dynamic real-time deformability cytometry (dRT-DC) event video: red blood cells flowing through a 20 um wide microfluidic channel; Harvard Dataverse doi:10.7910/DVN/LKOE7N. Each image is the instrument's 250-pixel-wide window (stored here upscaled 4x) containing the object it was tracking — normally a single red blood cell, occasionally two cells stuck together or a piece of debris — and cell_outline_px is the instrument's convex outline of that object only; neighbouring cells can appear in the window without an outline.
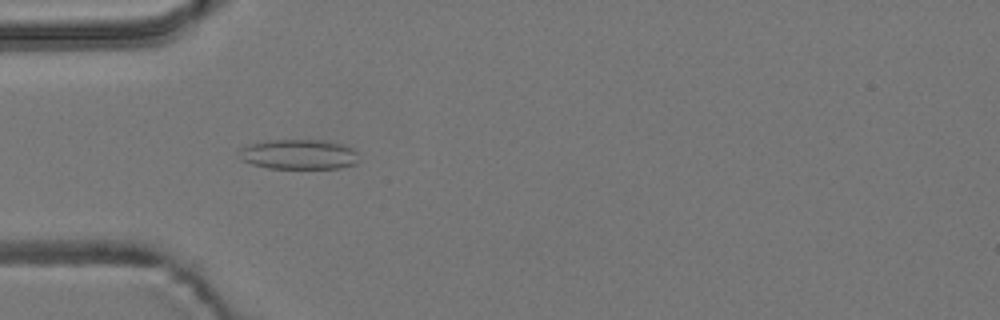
{"species": "common noctule bat (a hibernating species)", "species_latin": "Nyctalus noctula", "temperature_condition": "room temperature", "stored_images_in_passage": 34, "camera_frame_rate_fps": 3000, "um_per_image_px": 0.085, "animal": {"sex": "male", "body_mass_g": 19.2, "forearm_length_mm": 51.8}, "frame": {"image": 1, "passage_image": 3, "time_ms": 0.667, "image_size_px": [1000, 320], "cell_outline_px": [[356, 164], [340, 168], [268, 168], [252, 164], [240, 160], [236, 156], [240, 148], [252, 144], [272, 140], [324, 140], [340, 144], [352, 148], [356, 152]], "centroid_in_image_um": [25.34, 13.13], "position_along_channel_um": 59.7, "area_um2": 20.81}}
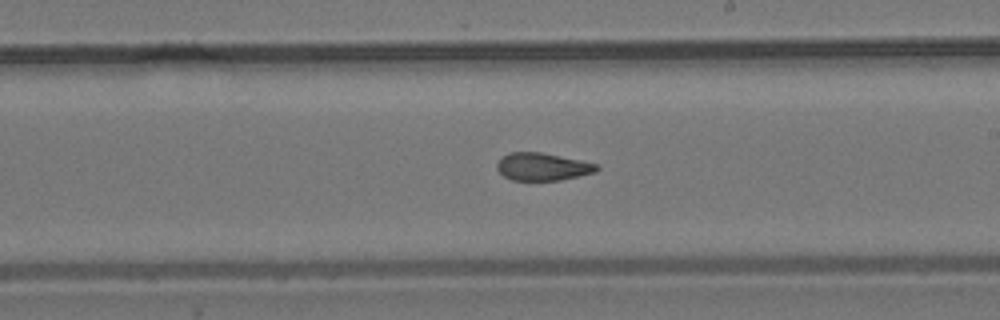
{"frame": {"image": 2, "passage_image": 18, "time_ms": 5.667, "image_size_px": [1000, 320], "cell_outline_px": [[600, 168], [596, 172], [560, 180], [512, 180], [504, 176], [496, 168], [496, 164], [508, 152], [540, 152], [580, 160], [596, 164]], "centroid_in_image_um": [46.11, 14.17], "position_along_channel_um": 242.9, "area_um2": 15.9}}
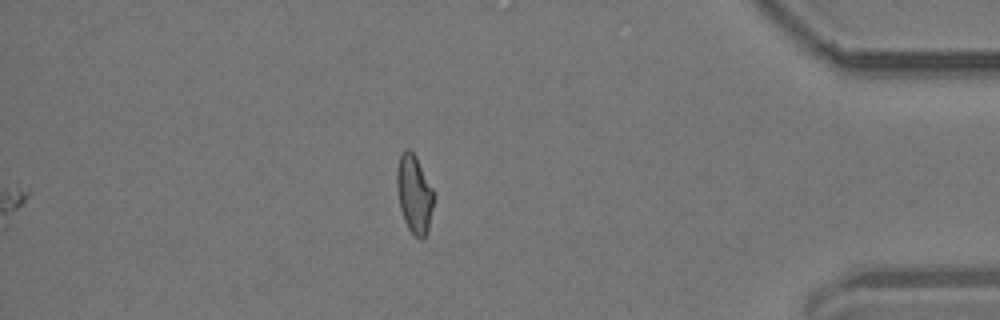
{"frame": {"image": 3, "passage_image": 34, "time_ms": 11.0, "image_size_px": [1000, 320], "cell_outline_px": [[432, 208], [428, 232], [424, 240], [420, 240], [408, 228], [404, 220], [400, 208], [396, 184], [396, 172], [400, 152], [404, 148], [408, 148], [416, 156], [432, 188]], "centroid_in_image_um": [35.18, 16.48], "position_along_channel_um": 400.0, "area_um2": 16.76}, "authors_computed_cell_mechanics": {"area_um2": 16.9643, "velocity_mm_per_s": 3.7116, "shape_relaxation_time_tau1_ms": null, "shape_relaxation_time_tau2_ms": 2.2239, "deformation_change_tau1": null, "deformation_change_tau2": 0.0877}}